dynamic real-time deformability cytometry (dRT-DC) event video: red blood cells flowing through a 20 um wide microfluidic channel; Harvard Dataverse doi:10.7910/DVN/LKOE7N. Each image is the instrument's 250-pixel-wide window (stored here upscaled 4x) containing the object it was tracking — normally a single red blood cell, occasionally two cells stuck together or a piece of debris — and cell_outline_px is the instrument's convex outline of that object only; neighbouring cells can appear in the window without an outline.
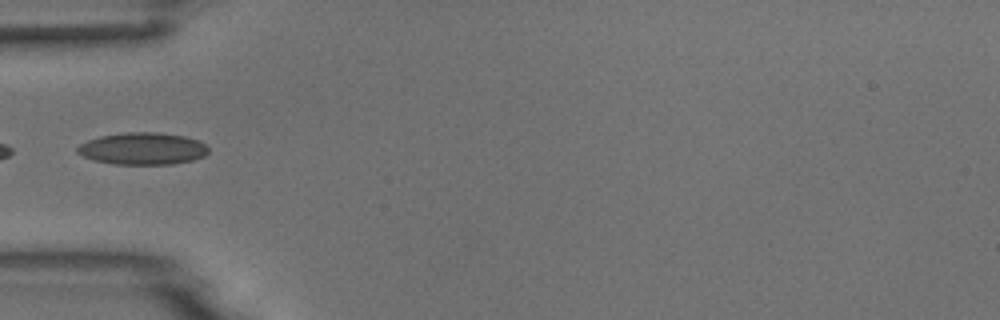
{"species": "common noctule bat (a hibernating species)", "species_latin": "Nyctalus noctula", "temperature_condition": "room temperature", "stored_images_in_passage": 3, "camera_frame_rate_fps": 3000, "um_per_image_px": 0.085, "animal": {"sex": "male", "body_mass_g": 18.8}, "frame": {"image": 1, "passage_image": 3, "time_ms": 3.0, "image_size_px": [1000, 320], "cell_outline_px": [[208, 152], [204, 156], [192, 160], [172, 164], [116, 164], [92, 160], [76, 152], [76, 148], [80, 144], [88, 140], [100, 136], [128, 132], [156, 132], [184, 136], [196, 140], [204, 144], [208, 148]], "centroid_in_image_um": [12.1, 12.63], "position_along_channel_um": 72.9, "area_um2": 24.33}}